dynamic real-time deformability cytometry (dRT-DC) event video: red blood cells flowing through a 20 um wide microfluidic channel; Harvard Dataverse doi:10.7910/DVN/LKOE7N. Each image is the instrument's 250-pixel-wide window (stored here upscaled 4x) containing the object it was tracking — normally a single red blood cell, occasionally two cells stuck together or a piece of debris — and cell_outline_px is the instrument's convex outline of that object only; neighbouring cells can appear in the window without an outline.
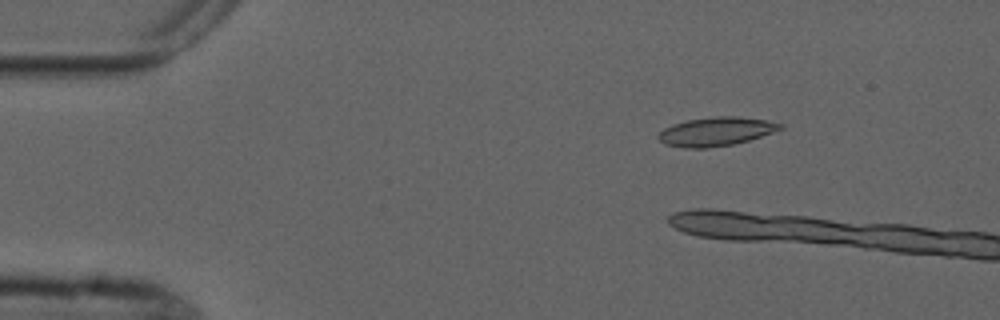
{"species": "common noctule bat (a hibernating species)", "species_latin": "Nyctalus noctula", "temperature_condition": "cold", "stored_images_in_passage": 4, "camera_frame_rate_fps": 3000, "um_per_image_px": 0.085, "animal": {"sex": "male", "forearm_length_mm": 52.5}, "frame": {"image": 1, "passage_image": 3, "time_ms": 2.333, "image_size_px": [1000, 320], "cell_outline_px": [[784, 128], [748, 140], [732, 144], [704, 148], [684, 148], [664, 144], [656, 136], [664, 128], [672, 124], [688, 120], [712, 116], [736, 116], [768, 120], [784, 124]], "centroid_in_image_um": [60.85, 11.17], "position_along_channel_um": 24.2, "area_um2": 20.4}}